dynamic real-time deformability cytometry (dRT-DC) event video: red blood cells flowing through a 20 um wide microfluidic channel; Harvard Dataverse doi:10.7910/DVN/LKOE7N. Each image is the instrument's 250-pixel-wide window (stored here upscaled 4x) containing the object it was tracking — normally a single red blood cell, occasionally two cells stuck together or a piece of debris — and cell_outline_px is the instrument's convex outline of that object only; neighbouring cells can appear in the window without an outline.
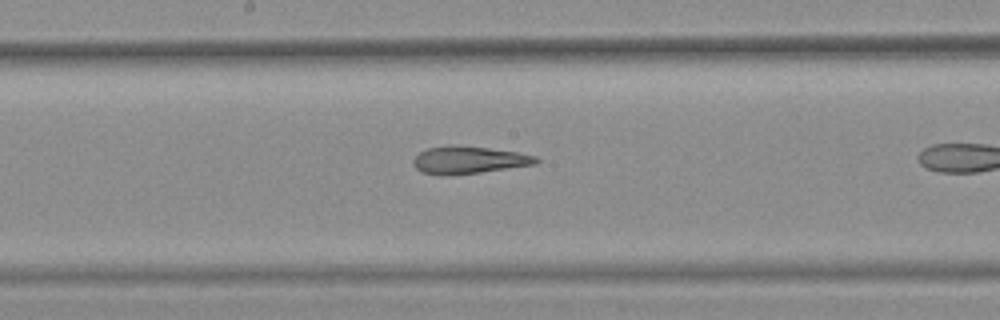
{"species": "common noctule bat (a hibernating species)", "species_latin": "Nyctalus noctula", "temperature_condition": "warm", "stored_images_in_passage": 19, "camera_frame_rate_fps": 3000, "um_per_image_px": 0.085, "animal": {"sex": "female", "body_mass_g": 25.1}, "frame": {"image": 1, "passage_image": 14, "time_ms": 4.333, "image_size_px": [1000, 320], "cell_outline_px": [[540, 160], [536, 164], [480, 172], [448, 176], [440, 176], [420, 172], [412, 164], [412, 160], [420, 152], [428, 148], [448, 144], [456, 144], [488, 148], [516, 152], [536, 156]], "centroid_in_image_um": [39.78, 13.6], "position_along_channel_um": 208.4, "area_um2": 19.88}}